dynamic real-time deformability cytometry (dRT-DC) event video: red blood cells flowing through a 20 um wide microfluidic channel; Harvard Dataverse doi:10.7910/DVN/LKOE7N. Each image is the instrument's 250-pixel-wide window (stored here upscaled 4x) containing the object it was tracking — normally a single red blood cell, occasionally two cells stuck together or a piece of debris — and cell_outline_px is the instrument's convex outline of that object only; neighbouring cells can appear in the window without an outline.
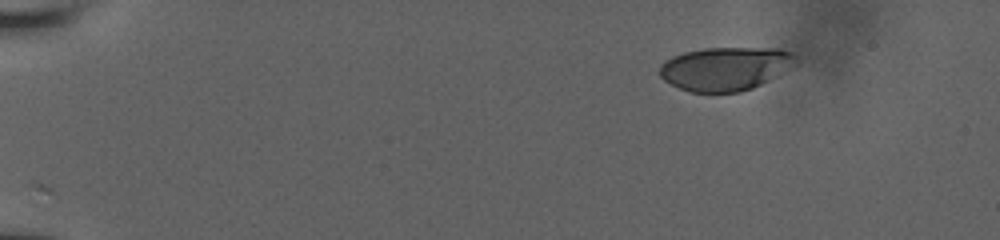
{"species": "human", "species_latin": "Homo sapiens", "temperature_condition": "room temperature", "stored_images_in_passage": 8, "camera_frame_rate_fps": 3000, "um_per_image_px": 0.085, "donor": {"sex": "male"}, "frame": {"image": 1, "passage_image": 1, "time_ms": 0.0, "image_size_px": [1000, 240], "cell_outline_px": [[796, 60], [768, 80], [752, 88], [740, 92], [688, 92], [664, 80], [660, 76], [660, 64], [664, 60], [672, 56], [684, 52], [704, 48], [780, 48], [792, 52], [796, 56]], "centroid_in_image_um": [61.58, 5.82], "position_along_channel_um": 23.4, "area_um2": 34.1}}
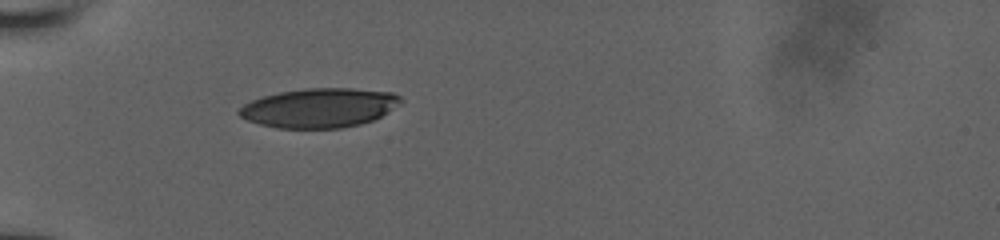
{"frame": {"image": 2, "passage_image": 5, "time_ms": 3.667, "image_size_px": [1000, 240], "cell_outline_px": [[404, 100], [400, 104], [388, 112], [372, 120], [360, 124], [340, 128], [276, 128], [260, 124], [248, 120], [240, 116], [236, 112], [244, 104], [252, 100], [264, 96], [280, 92], [304, 88], [352, 88], [392, 92], [400, 96]], "centroid_in_image_um": [27.16, 9.16], "position_along_channel_um": 57.8, "area_um2": 37.05}}
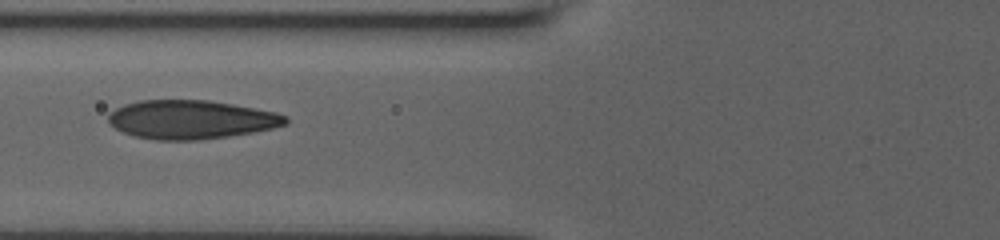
{"frame": {"image": 3, "passage_image": 7, "time_ms": 5.333, "image_size_px": [1000, 240], "cell_outline_px": [[288, 124], [272, 128], [252, 132], [228, 136], [196, 140], [156, 140], [136, 136], [124, 132], [108, 124], [108, 112], [124, 104], [140, 100], [208, 100], [232, 104], [276, 112], [288, 116]], "centroid_in_image_um": [16.23, 10.15], "position_along_channel_um": 109.6, "area_um2": 40.0}}